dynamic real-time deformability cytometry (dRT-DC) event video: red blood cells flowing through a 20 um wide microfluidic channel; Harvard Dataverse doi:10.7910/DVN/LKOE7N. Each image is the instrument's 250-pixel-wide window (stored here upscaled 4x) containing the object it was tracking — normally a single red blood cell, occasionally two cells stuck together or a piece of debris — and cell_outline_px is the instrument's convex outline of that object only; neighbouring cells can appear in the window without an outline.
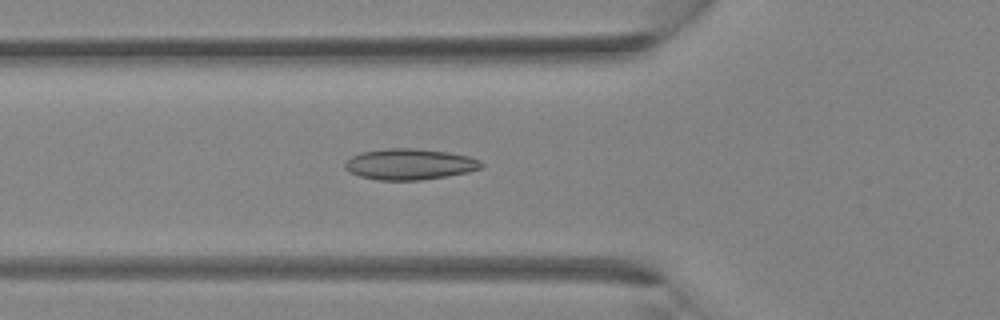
{"species": "Egyptian fruit bat (a non-hibernating species)", "species_latin": "Rousettus aegyptiacus", "temperature_condition": "room temperature", "stored_images_in_passage": 37, "camera_frame_rate_fps": 3000, "um_per_image_px": 0.085, "animal": {"sex": "female"}, "frame": {"image": 1, "passage_image": 13, "time_ms": 4.0, "image_size_px": [1000, 320], "cell_outline_px": [[484, 164], [480, 168], [468, 172], [448, 176], [420, 180], [376, 180], [360, 176], [348, 172], [344, 168], [344, 164], [352, 156], [360, 152], [388, 148], [412, 148], [448, 152], [468, 156], [480, 160]], "centroid_in_image_um": [34.8, 13.96], "position_along_channel_um": 91.0, "area_um2": 24.68}}
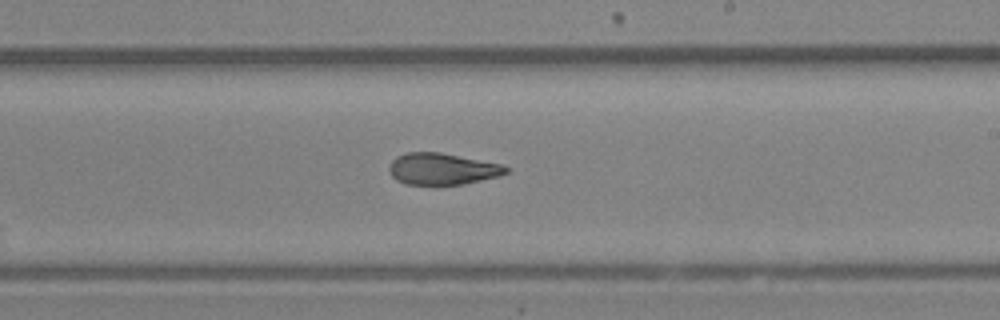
{"frame": {"image": 2, "passage_image": 22, "time_ms": 7.0, "image_size_px": [1000, 320], "cell_outline_px": [[508, 172], [500, 176], [464, 184], [404, 184], [396, 180], [392, 176], [388, 168], [392, 160], [396, 156], [404, 152], [440, 152], [504, 164], [508, 168]], "centroid_in_image_um": [37.6, 14.35], "position_along_channel_um": 251.4, "area_um2": 21.68}}
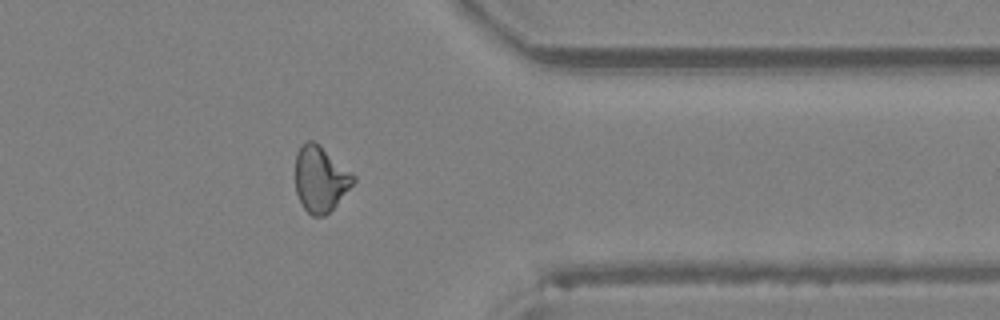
{"frame": {"image": 3, "passage_image": 30, "time_ms": 9.667, "image_size_px": [1000, 320], "cell_outline_px": [[356, 180], [336, 204], [324, 216], [312, 216], [304, 208], [296, 192], [296, 152], [308, 140], [312, 140], [320, 144], [356, 176]], "centroid_in_image_um": [27.24, 15.2], "position_along_channel_um": 384.2, "area_um2": 21.96}}